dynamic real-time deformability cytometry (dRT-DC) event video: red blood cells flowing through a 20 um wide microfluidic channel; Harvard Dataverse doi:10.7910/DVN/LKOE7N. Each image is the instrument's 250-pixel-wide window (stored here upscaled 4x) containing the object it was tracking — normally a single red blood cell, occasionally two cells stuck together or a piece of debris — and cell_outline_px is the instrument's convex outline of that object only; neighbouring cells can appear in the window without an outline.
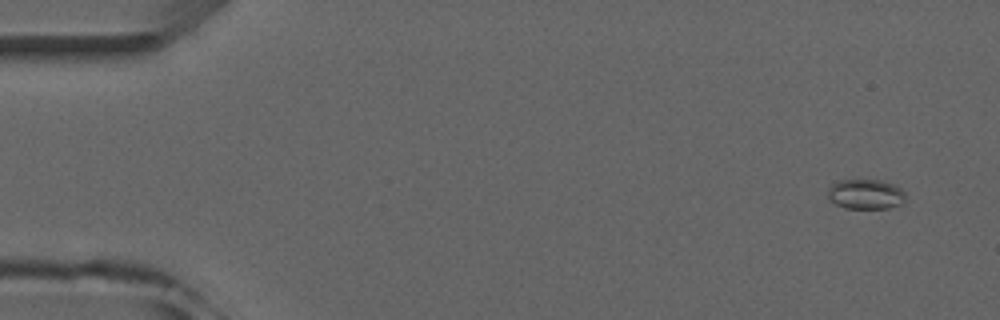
{"species": "common noctule bat (a hibernating species)", "species_latin": "Nyctalus noctula", "temperature_condition": "room temperature", "stored_images_in_passage": 6, "camera_frame_rate_fps": 3000, "um_per_image_px": 0.085, "animal": {"sex": "male", "forearm_length_mm": 52.5}, "frame": {"image": 1, "passage_image": 1, "time_ms": 0.0, "image_size_px": [1000, 320], "cell_outline_px": [[904, 204], [888, 208], [844, 208], [828, 200], [828, 188], [832, 184], [840, 180], [880, 180], [892, 184], [900, 188], [904, 192]], "centroid_in_image_um": [73.56, 16.51], "position_along_channel_um": 11.4, "area_um2": 13.58}}
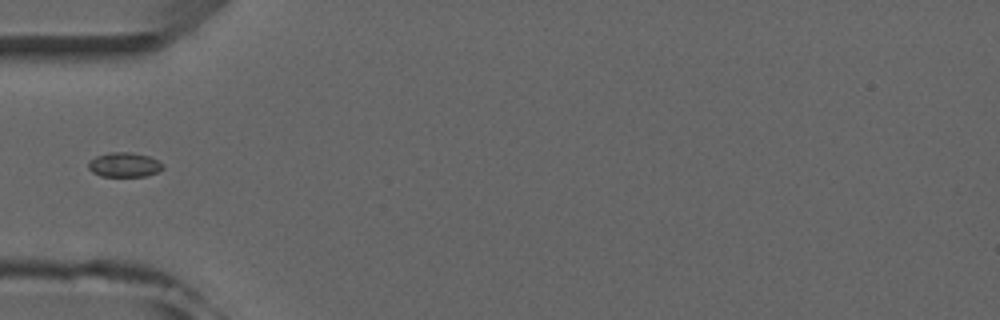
{"frame": {"image": 2, "passage_image": 5, "time_ms": 4.667, "image_size_px": [1000, 320], "cell_outline_px": [[164, 168], [156, 172], [144, 176], [100, 176], [92, 172], [88, 168], [88, 160], [96, 156], [108, 152], [132, 152], [148, 156], [164, 164]], "centroid_in_image_um": [10.53, 13.99], "position_along_channel_um": 74.5, "area_um2": 10.69}}
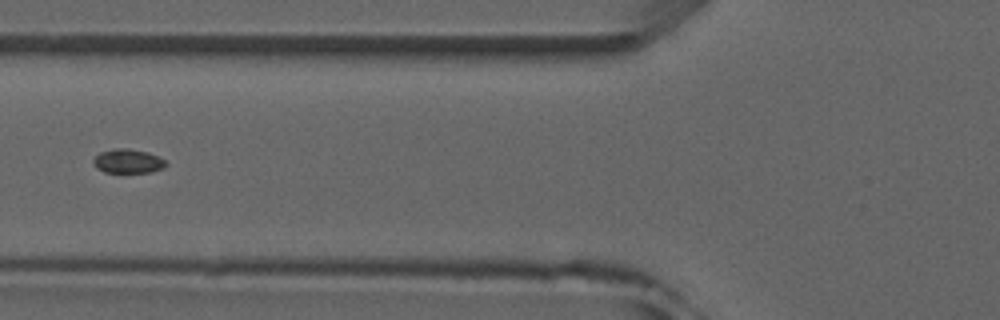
{"frame": {"image": 3, "passage_image": 6, "time_ms": 5.667, "image_size_px": [1000, 320], "cell_outline_px": [[168, 164], [164, 168], [152, 172], [104, 172], [96, 168], [92, 164], [92, 160], [100, 152], [112, 148], [128, 148], [148, 152], [164, 160]], "centroid_in_image_um": [10.85, 13.69], "position_along_channel_um": 114.9, "area_um2": 10.29}}